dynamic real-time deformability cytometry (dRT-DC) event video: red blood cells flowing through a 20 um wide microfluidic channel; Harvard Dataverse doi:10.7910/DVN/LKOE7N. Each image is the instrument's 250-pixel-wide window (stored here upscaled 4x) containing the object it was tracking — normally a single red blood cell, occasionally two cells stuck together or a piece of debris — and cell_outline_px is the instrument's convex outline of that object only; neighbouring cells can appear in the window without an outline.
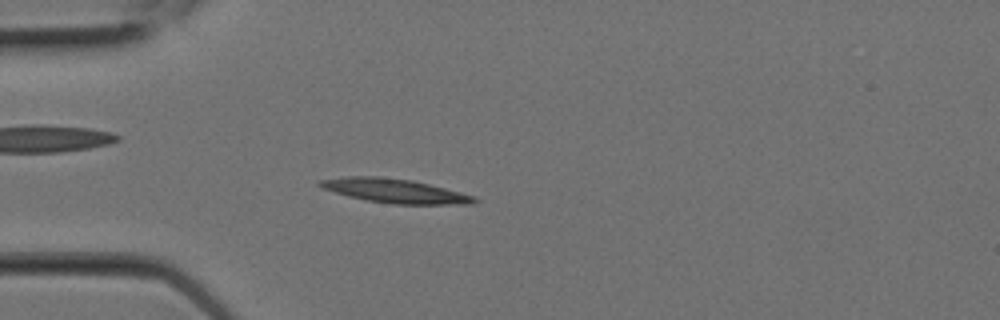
{"species": "Egyptian fruit bat (a non-hibernating species)", "species_latin": "Rousettus aegyptiacus", "temperature_condition": "room temperature", "stored_images_in_passage": 8, "camera_frame_rate_fps": 3000, "um_per_image_px": 0.085, "animal": {"sex": "female"}, "frame": {"image": 1, "passage_image": 5, "time_ms": 1.333, "image_size_px": [1000, 320], "cell_outline_px": [[480, 200], [472, 204], [392, 204], [364, 200], [348, 196], [320, 188], [316, 184], [316, 180], [348, 176], [380, 176], [412, 180], [476, 196]], "centroid_in_image_um": [33.51, 16.22], "position_along_channel_um": 51.5, "area_um2": 21.91}}
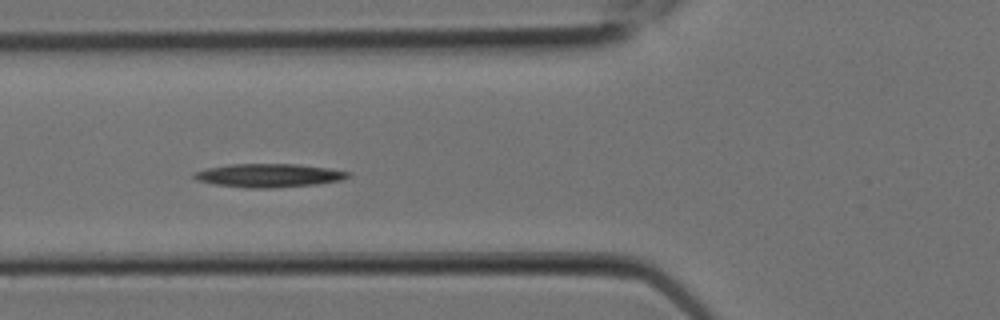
{"frame": {"image": 2, "passage_image": 7, "time_ms": 2.0, "image_size_px": [1000, 320], "cell_outline_px": [[352, 176], [340, 180], [316, 184], [272, 188], [248, 188], [216, 184], [196, 180], [192, 176], [192, 172], [208, 168], [228, 164], [296, 164], [328, 168], [352, 172]], "centroid_in_image_um": [22.85, 14.91], "position_along_channel_um": 103.0, "area_um2": 21.1}}
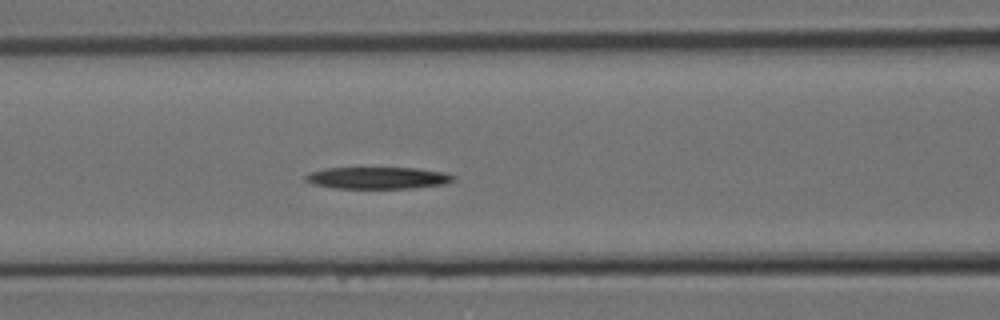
{"frame": {"image": 3, "passage_image": 8, "time_ms": 2.333, "image_size_px": [1000, 320], "cell_outline_px": [[456, 180], [444, 184], [412, 188], [336, 188], [312, 184], [304, 180], [304, 176], [312, 172], [324, 168], [416, 168], [444, 172], [456, 176]], "centroid_in_image_um": [32.13, 15.12], "position_along_channel_um": 134.5, "area_um2": 18.84}}